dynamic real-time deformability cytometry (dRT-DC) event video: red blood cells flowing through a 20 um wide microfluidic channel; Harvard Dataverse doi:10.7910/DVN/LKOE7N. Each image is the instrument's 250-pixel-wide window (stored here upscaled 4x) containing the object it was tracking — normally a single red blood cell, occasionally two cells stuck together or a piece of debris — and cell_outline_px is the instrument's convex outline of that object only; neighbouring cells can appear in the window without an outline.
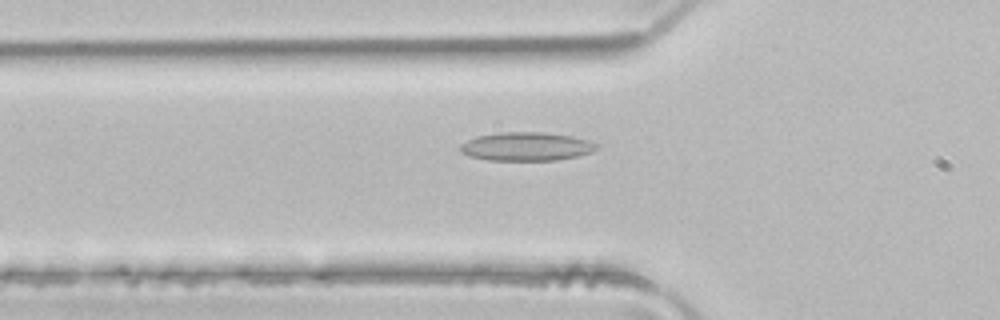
{"species": "common noctule bat (a hibernating species)", "species_latin": "Nyctalus noctula", "temperature_condition": "room temperature", "stored_images_in_passage": 50, "camera_frame_rate_fps": 3000, "um_per_image_px": 0.085, "animal": {"sex": "male", "body_mass_g": 21.5, "forearm_length_mm": 52.0}, "frame": {"image": 1, "passage_image": 17, "time_ms": 5.333, "image_size_px": [1000, 320], "cell_outline_px": [[600, 148], [592, 152], [576, 156], [556, 160], [488, 160], [468, 156], [460, 152], [460, 144], [476, 136], [500, 132], [544, 132], [572, 136], [588, 140], [596, 144]], "centroid_in_image_um": [44.73, 12.45], "position_along_channel_um": 81.1, "area_um2": 22.77}}
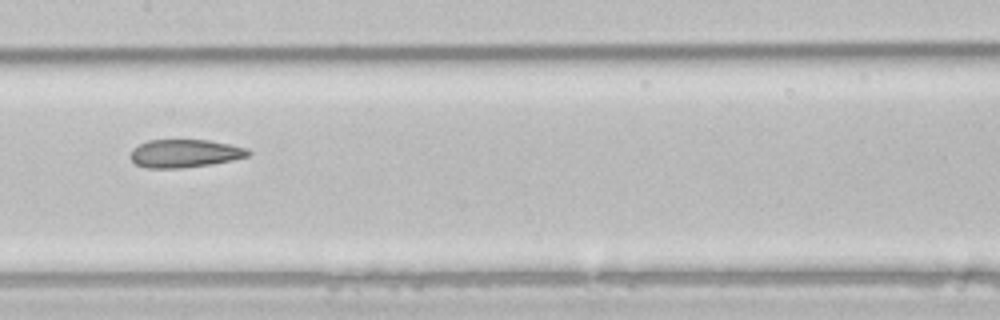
{"frame": {"image": 2, "passage_image": 25, "time_ms": 8.0, "image_size_px": [1000, 320], "cell_outline_px": [[252, 152], [248, 156], [232, 160], [208, 164], [180, 168], [148, 168], [136, 164], [128, 156], [132, 148], [148, 140], [208, 140], [248, 148]], "centroid_in_image_um": [15.68, 13.03], "position_along_channel_um": 191.7, "area_um2": 19.19}}
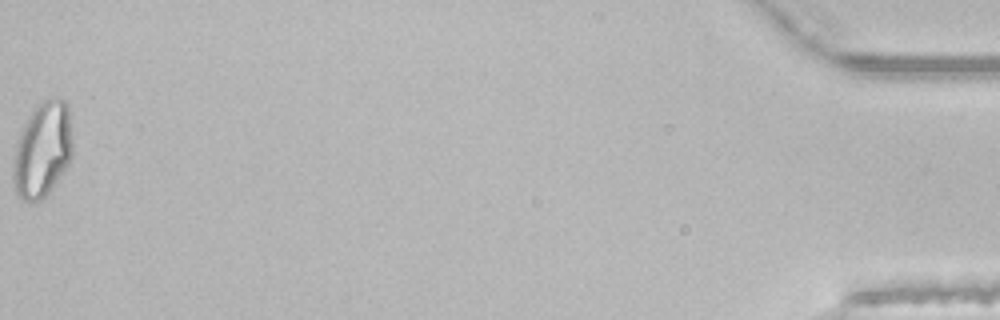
{"frame": {"image": 3, "passage_image": 50, "time_ms": 16.333, "image_size_px": [1000, 320], "cell_outline_px": [[72, 156], [68, 164], [52, 188], [40, 200], [24, 200], [16, 196], [12, 176], [12, 160], [16, 144], [20, 132], [28, 116], [36, 104], [44, 100], [56, 96], [64, 100], [68, 104], [72, 140]], "centroid_in_image_um": [3.6, 12.7], "position_along_channel_um": 431.6, "area_um2": 33.29}, "authors_computed_cell_mechanics": {"area_um2": 23.5824, "velocity_mm_per_s": 4.1031, "shape_relaxation_time_tau1_ms": null, "shape_relaxation_time_tau2_ms": 1.9505, "deformation_change_tau1": null, "deformation_change_tau2": 0.0963}}